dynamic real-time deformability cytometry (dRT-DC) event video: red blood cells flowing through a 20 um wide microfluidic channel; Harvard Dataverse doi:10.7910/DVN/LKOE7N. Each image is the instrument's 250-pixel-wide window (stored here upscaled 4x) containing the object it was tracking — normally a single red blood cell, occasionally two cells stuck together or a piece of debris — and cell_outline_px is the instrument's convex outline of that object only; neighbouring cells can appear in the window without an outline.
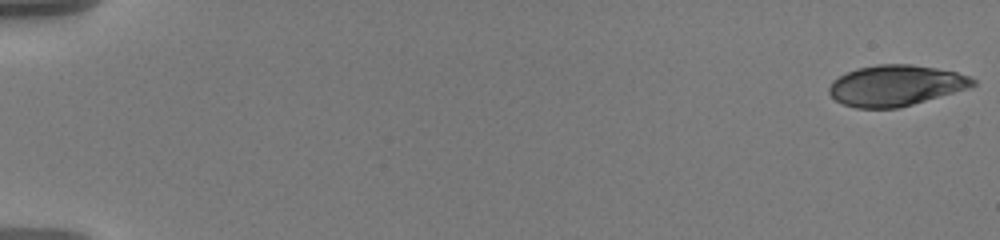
{"species": "human", "species_latin": "Homo sapiens", "temperature_condition": "warm", "stored_images_in_passage": 58, "camera_frame_rate_fps": 3000, "um_per_image_px": 0.085, "donor": {"sex": "male"}, "frame": {"image": 1, "passage_image": 1, "time_ms": 0.0, "image_size_px": [1000, 240], "cell_outline_px": [[976, 84], [968, 88], [900, 108], [856, 108], [844, 104], [836, 100], [828, 92], [828, 88], [832, 80], [856, 68], [876, 64], [912, 64], [936, 68], [956, 72], [972, 76], [976, 80]], "centroid_in_image_um": [76.14, 7.26], "position_along_channel_um": 8.9, "area_um2": 34.28}}
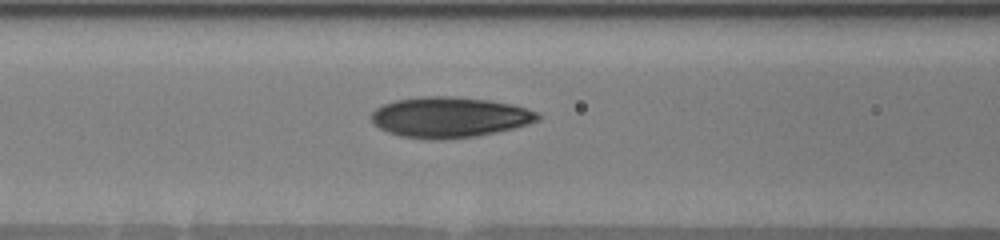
{"frame": {"image": 2, "passage_image": 26, "time_ms": 8.333, "image_size_px": [1000, 240], "cell_outline_px": [[540, 120], [528, 124], [496, 132], [476, 136], [428, 140], [400, 136], [388, 132], [380, 128], [372, 120], [372, 112], [376, 108], [384, 104], [396, 100], [420, 96], [452, 96], [488, 100], [512, 104], [540, 112]], "centroid_in_image_um": [38.23, 9.96], "position_along_channel_um": 128.4, "area_um2": 39.25}}
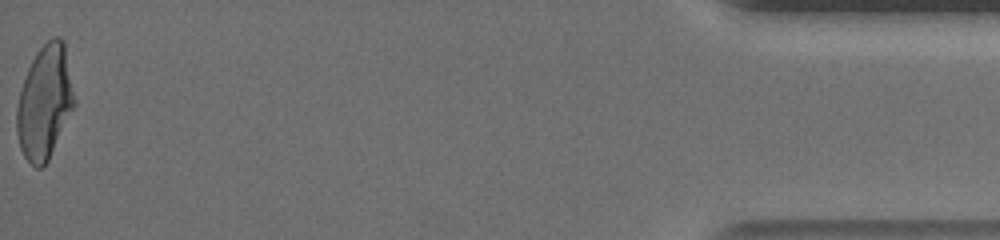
{"frame": {"image": 3, "passage_image": 58, "time_ms": 19.0, "image_size_px": [1000, 240], "cell_outline_px": [[76, 104], [48, 160], [40, 168], [36, 168], [24, 156], [20, 148], [16, 132], [16, 108], [20, 92], [28, 68], [36, 52], [52, 36], [60, 36], [64, 40], [76, 100]], "centroid_in_image_um": [3.81, 8.67], "position_along_channel_um": 431.4, "area_um2": 38.21}, "authors_computed_cell_mechanics": {"area_um2": 36.8764, "velocity_mm_per_s": 3.6055, "shape_relaxation_time_tau1_ms": 4.9164, "shape_relaxation_time_tau2_ms": 1.0355, "deformation_change_tau1": 0.2129, "deformation_change_tau2": 0.0578}}